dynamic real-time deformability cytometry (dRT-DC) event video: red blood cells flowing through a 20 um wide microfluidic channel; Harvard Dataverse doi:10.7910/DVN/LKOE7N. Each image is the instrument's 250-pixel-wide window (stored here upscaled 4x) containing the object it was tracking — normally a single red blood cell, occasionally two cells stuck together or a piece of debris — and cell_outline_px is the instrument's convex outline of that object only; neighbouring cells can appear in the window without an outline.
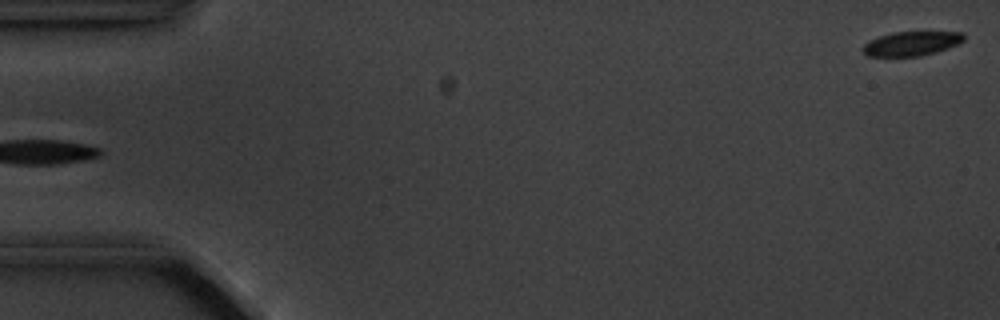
{"species": "common noctule bat (a hibernating species)", "species_latin": "Nyctalus noctula", "temperature_condition": "cold", "stored_images_in_passage": 5, "camera_frame_rate_fps": 3000, "um_per_image_px": 0.085, "animal": {"sex": "male", "body_mass_g": 20.1, "forearm_length_mm": 53.5}, "frame": {"image": 1, "passage_image": 5, "time_ms": 4.667, "image_size_px": [1000, 320], "cell_outline_px": [[964, 40], [948, 48], [936, 52], [920, 56], [868, 56], [860, 48], [868, 40], [892, 32], [964, 32]], "centroid_in_image_um": [77.45, 3.7], "position_along_channel_um": 7.6, "area_um2": 14.28}}